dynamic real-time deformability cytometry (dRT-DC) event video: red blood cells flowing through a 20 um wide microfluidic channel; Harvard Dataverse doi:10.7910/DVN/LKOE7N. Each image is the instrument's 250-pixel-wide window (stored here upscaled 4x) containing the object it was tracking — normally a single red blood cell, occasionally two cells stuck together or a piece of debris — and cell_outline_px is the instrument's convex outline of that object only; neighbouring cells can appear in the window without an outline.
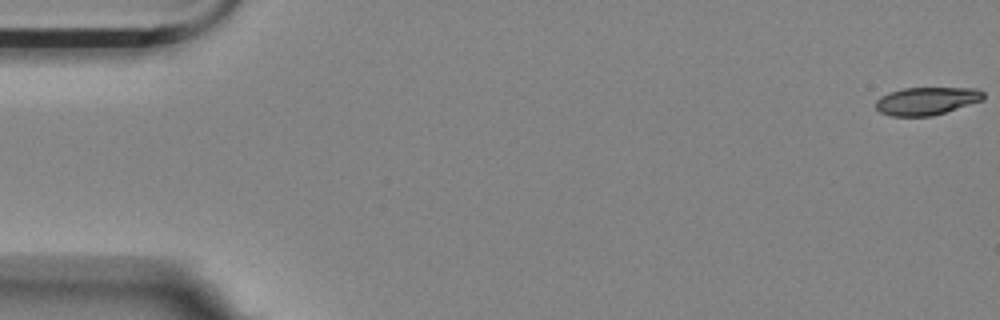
{"species": "Egyptian fruit bat (a non-hibernating species)", "species_latin": "Rousettus aegyptiacus", "temperature_condition": "room temperature", "stored_images_in_passage": 56, "camera_frame_rate_fps": 3000, "um_per_image_px": 0.085, "animal": {"sex": "female"}, "frame": {"image": 1, "passage_image": 1, "time_ms": 0.0, "image_size_px": [1000, 320], "cell_outline_px": [[984, 100], [932, 116], [892, 116], [880, 112], [876, 108], [876, 100], [880, 96], [888, 92], [904, 88], [976, 88], [984, 92]], "centroid_in_image_um": [78.76, 8.58], "position_along_channel_um": 6.2, "area_um2": 17.51}}
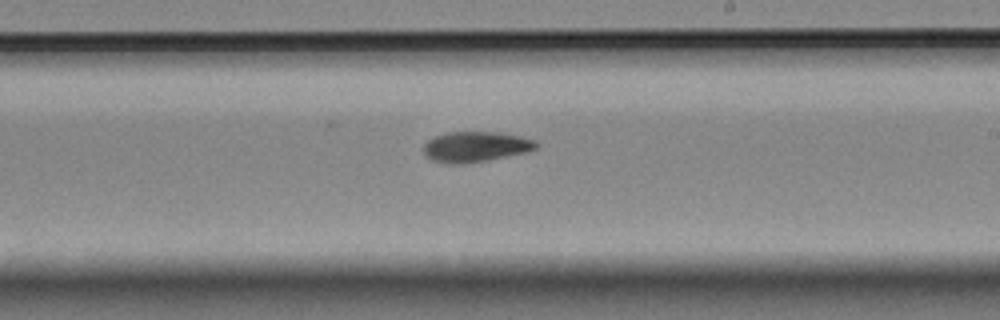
{"frame": {"image": 2, "passage_image": 33, "time_ms": 10.667, "image_size_px": [1000, 320], "cell_outline_px": [[540, 144], [536, 148], [528, 152], [488, 160], [460, 164], [452, 164], [432, 160], [424, 152], [424, 144], [428, 140], [436, 136], [448, 132], [496, 132], [520, 136], [536, 140]], "centroid_in_image_um": [40.47, 12.47], "position_along_channel_um": 248.5, "area_um2": 19.88}}
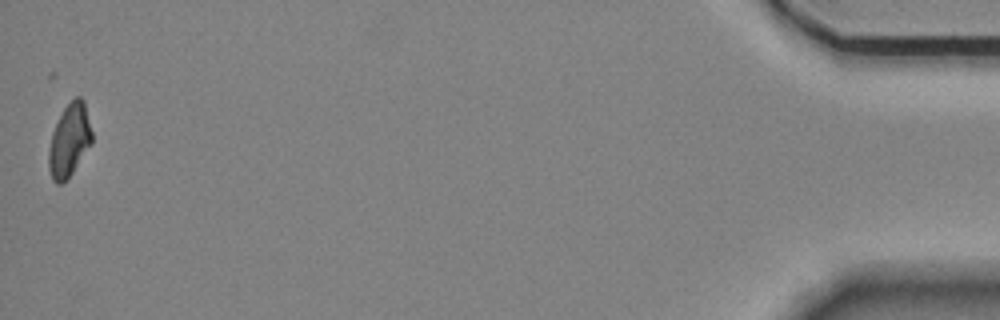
{"frame": {"image": 3, "passage_image": 56, "time_ms": 18.333, "image_size_px": [1000, 320], "cell_outline_px": [[92, 144], [72, 172], [60, 184], [56, 184], [52, 180], [48, 168], [48, 152], [52, 132], [64, 108], [76, 96], [80, 96], [84, 100], [92, 132]], "centroid_in_image_um": [5.89, 11.93], "position_along_channel_um": 429.3, "area_um2": 18.21}, "authors_computed_cell_mechanics": {"area_um2": 19.1029, "velocity_mm_per_s": 3.5717, "shape_relaxation_time_tau1_ms": 4.4424, "shape_relaxation_time_tau2_ms": null, "deformation_change_tau1": 0.1381, "deformation_change_tau2": null}}